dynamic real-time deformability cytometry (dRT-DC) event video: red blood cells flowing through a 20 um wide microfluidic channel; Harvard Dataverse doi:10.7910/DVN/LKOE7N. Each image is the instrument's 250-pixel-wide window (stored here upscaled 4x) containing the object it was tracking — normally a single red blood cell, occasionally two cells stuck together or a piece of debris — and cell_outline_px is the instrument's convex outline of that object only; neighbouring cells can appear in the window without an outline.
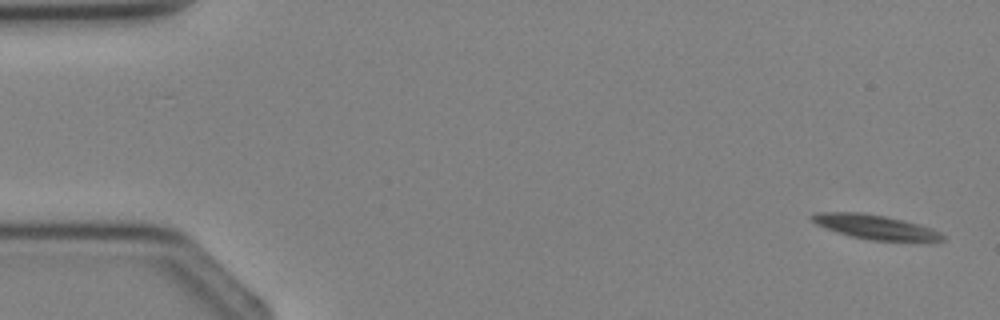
{"species": "Egyptian fruit bat (a non-hibernating species)", "species_latin": "Rousettus aegyptiacus", "temperature_condition": "cold", "stored_images_in_passage": 3, "camera_frame_rate_fps": 3000, "um_per_image_px": 0.085, "animal": {"sex": "female"}, "frame": {"image": 1, "passage_image": 1, "time_ms": 0.0, "image_size_px": [1000, 320], "cell_outline_px": [[944, 240], [868, 240], [852, 236], [816, 224], [808, 216], [816, 212], [860, 212], [884, 216], [904, 220], [932, 228], [940, 232], [944, 236]], "centroid_in_image_um": [74.36, 19.27], "position_along_channel_um": 10.6, "area_um2": 18.09}}